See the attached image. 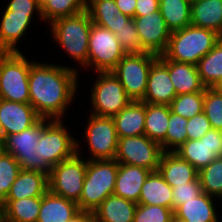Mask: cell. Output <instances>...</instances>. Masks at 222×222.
Returning <instances> with one entry per match:
<instances>
[{
  "mask_svg": "<svg viewBox=\"0 0 222 222\" xmlns=\"http://www.w3.org/2000/svg\"><path fill=\"white\" fill-rule=\"evenodd\" d=\"M53 38L81 66L88 64V44L92 21L87 10L51 23Z\"/></svg>",
  "mask_w": 222,
  "mask_h": 222,
  "instance_id": "4",
  "label": "cell"
},
{
  "mask_svg": "<svg viewBox=\"0 0 222 222\" xmlns=\"http://www.w3.org/2000/svg\"><path fill=\"white\" fill-rule=\"evenodd\" d=\"M0 23V52H20L16 43L26 33L33 14H13L5 9Z\"/></svg>",
  "mask_w": 222,
  "mask_h": 222,
  "instance_id": "20",
  "label": "cell"
},
{
  "mask_svg": "<svg viewBox=\"0 0 222 222\" xmlns=\"http://www.w3.org/2000/svg\"><path fill=\"white\" fill-rule=\"evenodd\" d=\"M3 207L6 222H37L41 197L6 199Z\"/></svg>",
  "mask_w": 222,
  "mask_h": 222,
  "instance_id": "32",
  "label": "cell"
},
{
  "mask_svg": "<svg viewBox=\"0 0 222 222\" xmlns=\"http://www.w3.org/2000/svg\"><path fill=\"white\" fill-rule=\"evenodd\" d=\"M221 37L214 30L189 25L171 32L168 47L162 56L166 60L197 65Z\"/></svg>",
  "mask_w": 222,
  "mask_h": 222,
  "instance_id": "2",
  "label": "cell"
},
{
  "mask_svg": "<svg viewBox=\"0 0 222 222\" xmlns=\"http://www.w3.org/2000/svg\"><path fill=\"white\" fill-rule=\"evenodd\" d=\"M3 141H4V131H3L2 123L0 121V147H1L2 143H3Z\"/></svg>",
  "mask_w": 222,
  "mask_h": 222,
  "instance_id": "50",
  "label": "cell"
},
{
  "mask_svg": "<svg viewBox=\"0 0 222 222\" xmlns=\"http://www.w3.org/2000/svg\"><path fill=\"white\" fill-rule=\"evenodd\" d=\"M41 117L30 103H18L0 99V121L4 138L20 133L36 124Z\"/></svg>",
  "mask_w": 222,
  "mask_h": 222,
  "instance_id": "16",
  "label": "cell"
},
{
  "mask_svg": "<svg viewBox=\"0 0 222 222\" xmlns=\"http://www.w3.org/2000/svg\"><path fill=\"white\" fill-rule=\"evenodd\" d=\"M115 35L126 54L146 52L141 45L133 18L126 22L118 32H115Z\"/></svg>",
  "mask_w": 222,
  "mask_h": 222,
  "instance_id": "40",
  "label": "cell"
},
{
  "mask_svg": "<svg viewBox=\"0 0 222 222\" xmlns=\"http://www.w3.org/2000/svg\"><path fill=\"white\" fill-rule=\"evenodd\" d=\"M90 115L84 133L91 155L89 160L115 159L119 138L113 118Z\"/></svg>",
  "mask_w": 222,
  "mask_h": 222,
  "instance_id": "12",
  "label": "cell"
},
{
  "mask_svg": "<svg viewBox=\"0 0 222 222\" xmlns=\"http://www.w3.org/2000/svg\"><path fill=\"white\" fill-rule=\"evenodd\" d=\"M172 193V210L174 211L178 206L185 203V201L193 200L202 193L199 177L186 184L176 185L172 188Z\"/></svg>",
  "mask_w": 222,
  "mask_h": 222,
  "instance_id": "41",
  "label": "cell"
},
{
  "mask_svg": "<svg viewBox=\"0 0 222 222\" xmlns=\"http://www.w3.org/2000/svg\"><path fill=\"white\" fill-rule=\"evenodd\" d=\"M0 222H6L4 207L1 204H0Z\"/></svg>",
  "mask_w": 222,
  "mask_h": 222,
  "instance_id": "49",
  "label": "cell"
},
{
  "mask_svg": "<svg viewBox=\"0 0 222 222\" xmlns=\"http://www.w3.org/2000/svg\"><path fill=\"white\" fill-rule=\"evenodd\" d=\"M174 152L199 171L222 157V131L211 129L201 139L187 140Z\"/></svg>",
  "mask_w": 222,
  "mask_h": 222,
  "instance_id": "14",
  "label": "cell"
},
{
  "mask_svg": "<svg viewBox=\"0 0 222 222\" xmlns=\"http://www.w3.org/2000/svg\"><path fill=\"white\" fill-rule=\"evenodd\" d=\"M203 112L211 123L212 129L222 131V90L205 88Z\"/></svg>",
  "mask_w": 222,
  "mask_h": 222,
  "instance_id": "38",
  "label": "cell"
},
{
  "mask_svg": "<svg viewBox=\"0 0 222 222\" xmlns=\"http://www.w3.org/2000/svg\"><path fill=\"white\" fill-rule=\"evenodd\" d=\"M172 203V187L164 180L158 170L151 171L141 188L138 204L158 205L172 209Z\"/></svg>",
  "mask_w": 222,
  "mask_h": 222,
  "instance_id": "27",
  "label": "cell"
},
{
  "mask_svg": "<svg viewBox=\"0 0 222 222\" xmlns=\"http://www.w3.org/2000/svg\"><path fill=\"white\" fill-rule=\"evenodd\" d=\"M42 20L50 24L60 17L79 14L86 10L87 0H36Z\"/></svg>",
  "mask_w": 222,
  "mask_h": 222,
  "instance_id": "33",
  "label": "cell"
},
{
  "mask_svg": "<svg viewBox=\"0 0 222 222\" xmlns=\"http://www.w3.org/2000/svg\"><path fill=\"white\" fill-rule=\"evenodd\" d=\"M158 171L172 188L198 177V170L174 151L163 152Z\"/></svg>",
  "mask_w": 222,
  "mask_h": 222,
  "instance_id": "21",
  "label": "cell"
},
{
  "mask_svg": "<svg viewBox=\"0 0 222 222\" xmlns=\"http://www.w3.org/2000/svg\"><path fill=\"white\" fill-rule=\"evenodd\" d=\"M80 212L78 204L48 190L41 197L37 222H67Z\"/></svg>",
  "mask_w": 222,
  "mask_h": 222,
  "instance_id": "22",
  "label": "cell"
},
{
  "mask_svg": "<svg viewBox=\"0 0 222 222\" xmlns=\"http://www.w3.org/2000/svg\"><path fill=\"white\" fill-rule=\"evenodd\" d=\"M51 121V119L41 118L30 128L6 136L0 148L19 162L21 170L40 171L49 176L52 167L45 159L40 158L38 141L42 131Z\"/></svg>",
  "mask_w": 222,
  "mask_h": 222,
  "instance_id": "5",
  "label": "cell"
},
{
  "mask_svg": "<svg viewBox=\"0 0 222 222\" xmlns=\"http://www.w3.org/2000/svg\"><path fill=\"white\" fill-rule=\"evenodd\" d=\"M196 66L206 88H216L222 84V37Z\"/></svg>",
  "mask_w": 222,
  "mask_h": 222,
  "instance_id": "30",
  "label": "cell"
},
{
  "mask_svg": "<svg viewBox=\"0 0 222 222\" xmlns=\"http://www.w3.org/2000/svg\"><path fill=\"white\" fill-rule=\"evenodd\" d=\"M151 170L118 163L115 195L138 204L141 188Z\"/></svg>",
  "mask_w": 222,
  "mask_h": 222,
  "instance_id": "19",
  "label": "cell"
},
{
  "mask_svg": "<svg viewBox=\"0 0 222 222\" xmlns=\"http://www.w3.org/2000/svg\"><path fill=\"white\" fill-rule=\"evenodd\" d=\"M39 142L40 158L54 167L76 153V140L62 120H52L42 131Z\"/></svg>",
  "mask_w": 222,
  "mask_h": 222,
  "instance_id": "13",
  "label": "cell"
},
{
  "mask_svg": "<svg viewBox=\"0 0 222 222\" xmlns=\"http://www.w3.org/2000/svg\"><path fill=\"white\" fill-rule=\"evenodd\" d=\"M170 111L168 105L145 103L144 135L160 144L164 152Z\"/></svg>",
  "mask_w": 222,
  "mask_h": 222,
  "instance_id": "29",
  "label": "cell"
},
{
  "mask_svg": "<svg viewBox=\"0 0 222 222\" xmlns=\"http://www.w3.org/2000/svg\"><path fill=\"white\" fill-rule=\"evenodd\" d=\"M187 122V118L170 111L168 129L165 136V152L175 151L187 141Z\"/></svg>",
  "mask_w": 222,
  "mask_h": 222,
  "instance_id": "37",
  "label": "cell"
},
{
  "mask_svg": "<svg viewBox=\"0 0 222 222\" xmlns=\"http://www.w3.org/2000/svg\"><path fill=\"white\" fill-rule=\"evenodd\" d=\"M131 18L123 13L119 12L112 19H91L92 23L97 24L98 26L104 27L107 30H110L112 33L118 32V30L124 26Z\"/></svg>",
  "mask_w": 222,
  "mask_h": 222,
  "instance_id": "45",
  "label": "cell"
},
{
  "mask_svg": "<svg viewBox=\"0 0 222 222\" xmlns=\"http://www.w3.org/2000/svg\"><path fill=\"white\" fill-rule=\"evenodd\" d=\"M77 70L30 61L29 103L41 118L62 120L77 90Z\"/></svg>",
  "mask_w": 222,
  "mask_h": 222,
  "instance_id": "1",
  "label": "cell"
},
{
  "mask_svg": "<svg viewBox=\"0 0 222 222\" xmlns=\"http://www.w3.org/2000/svg\"><path fill=\"white\" fill-rule=\"evenodd\" d=\"M21 171L19 162L0 148V204L3 205Z\"/></svg>",
  "mask_w": 222,
  "mask_h": 222,
  "instance_id": "35",
  "label": "cell"
},
{
  "mask_svg": "<svg viewBox=\"0 0 222 222\" xmlns=\"http://www.w3.org/2000/svg\"><path fill=\"white\" fill-rule=\"evenodd\" d=\"M13 14H33L37 11L39 18L42 20L41 10L37 5L36 0H11L6 7Z\"/></svg>",
  "mask_w": 222,
  "mask_h": 222,
  "instance_id": "44",
  "label": "cell"
},
{
  "mask_svg": "<svg viewBox=\"0 0 222 222\" xmlns=\"http://www.w3.org/2000/svg\"><path fill=\"white\" fill-rule=\"evenodd\" d=\"M202 192L214 198H222V157L198 171Z\"/></svg>",
  "mask_w": 222,
  "mask_h": 222,
  "instance_id": "34",
  "label": "cell"
},
{
  "mask_svg": "<svg viewBox=\"0 0 222 222\" xmlns=\"http://www.w3.org/2000/svg\"><path fill=\"white\" fill-rule=\"evenodd\" d=\"M175 97L176 91L169 77L168 67L157 58L150 67L142 102L169 106Z\"/></svg>",
  "mask_w": 222,
  "mask_h": 222,
  "instance_id": "17",
  "label": "cell"
},
{
  "mask_svg": "<svg viewBox=\"0 0 222 222\" xmlns=\"http://www.w3.org/2000/svg\"><path fill=\"white\" fill-rule=\"evenodd\" d=\"M159 10L171 32L191 25L190 0H159Z\"/></svg>",
  "mask_w": 222,
  "mask_h": 222,
  "instance_id": "31",
  "label": "cell"
},
{
  "mask_svg": "<svg viewBox=\"0 0 222 222\" xmlns=\"http://www.w3.org/2000/svg\"><path fill=\"white\" fill-rule=\"evenodd\" d=\"M191 25L214 30L222 36V0L192 2Z\"/></svg>",
  "mask_w": 222,
  "mask_h": 222,
  "instance_id": "28",
  "label": "cell"
},
{
  "mask_svg": "<svg viewBox=\"0 0 222 222\" xmlns=\"http://www.w3.org/2000/svg\"><path fill=\"white\" fill-rule=\"evenodd\" d=\"M117 171L118 162L115 159H87L86 175L78 203L80 211L92 214L114 193Z\"/></svg>",
  "mask_w": 222,
  "mask_h": 222,
  "instance_id": "3",
  "label": "cell"
},
{
  "mask_svg": "<svg viewBox=\"0 0 222 222\" xmlns=\"http://www.w3.org/2000/svg\"><path fill=\"white\" fill-rule=\"evenodd\" d=\"M158 57L148 52L125 54L112 70L132 101L143 100L150 67Z\"/></svg>",
  "mask_w": 222,
  "mask_h": 222,
  "instance_id": "8",
  "label": "cell"
},
{
  "mask_svg": "<svg viewBox=\"0 0 222 222\" xmlns=\"http://www.w3.org/2000/svg\"><path fill=\"white\" fill-rule=\"evenodd\" d=\"M159 10V0H137L135 16H145Z\"/></svg>",
  "mask_w": 222,
  "mask_h": 222,
  "instance_id": "46",
  "label": "cell"
},
{
  "mask_svg": "<svg viewBox=\"0 0 222 222\" xmlns=\"http://www.w3.org/2000/svg\"><path fill=\"white\" fill-rule=\"evenodd\" d=\"M48 190L47 174L40 171L21 170L6 199L42 197Z\"/></svg>",
  "mask_w": 222,
  "mask_h": 222,
  "instance_id": "26",
  "label": "cell"
},
{
  "mask_svg": "<svg viewBox=\"0 0 222 222\" xmlns=\"http://www.w3.org/2000/svg\"><path fill=\"white\" fill-rule=\"evenodd\" d=\"M67 222H93L92 214L88 212L80 211L74 218Z\"/></svg>",
  "mask_w": 222,
  "mask_h": 222,
  "instance_id": "48",
  "label": "cell"
},
{
  "mask_svg": "<svg viewBox=\"0 0 222 222\" xmlns=\"http://www.w3.org/2000/svg\"><path fill=\"white\" fill-rule=\"evenodd\" d=\"M175 222H219L212 197L202 192L174 210Z\"/></svg>",
  "mask_w": 222,
  "mask_h": 222,
  "instance_id": "23",
  "label": "cell"
},
{
  "mask_svg": "<svg viewBox=\"0 0 222 222\" xmlns=\"http://www.w3.org/2000/svg\"><path fill=\"white\" fill-rule=\"evenodd\" d=\"M91 93L92 115L113 117L132 100L126 94L121 82L110 72H97Z\"/></svg>",
  "mask_w": 222,
  "mask_h": 222,
  "instance_id": "9",
  "label": "cell"
},
{
  "mask_svg": "<svg viewBox=\"0 0 222 222\" xmlns=\"http://www.w3.org/2000/svg\"><path fill=\"white\" fill-rule=\"evenodd\" d=\"M86 10L91 19H112L120 12L115 0H87Z\"/></svg>",
  "mask_w": 222,
  "mask_h": 222,
  "instance_id": "42",
  "label": "cell"
},
{
  "mask_svg": "<svg viewBox=\"0 0 222 222\" xmlns=\"http://www.w3.org/2000/svg\"><path fill=\"white\" fill-rule=\"evenodd\" d=\"M118 138L144 135L145 103L131 101L113 117Z\"/></svg>",
  "mask_w": 222,
  "mask_h": 222,
  "instance_id": "25",
  "label": "cell"
},
{
  "mask_svg": "<svg viewBox=\"0 0 222 222\" xmlns=\"http://www.w3.org/2000/svg\"><path fill=\"white\" fill-rule=\"evenodd\" d=\"M163 152L161 145L146 135L129 136L118 139L115 160L119 164L157 171Z\"/></svg>",
  "mask_w": 222,
  "mask_h": 222,
  "instance_id": "11",
  "label": "cell"
},
{
  "mask_svg": "<svg viewBox=\"0 0 222 222\" xmlns=\"http://www.w3.org/2000/svg\"><path fill=\"white\" fill-rule=\"evenodd\" d=\"M133 20L144 50L157 56L163 55L168 47L171 31L160 10L145 16H135Z\"/></svg>",
  "mask_w": 222,
  "mask_h": 222,
  "instance_id": "15",
  "label": "cell"
},
{
  "mask_svg": "<svg viewBox=\"0 0 222 222\" xmlns=\"http://www.w3.org/2000/svg\"><path fill=\"white\" fill-rule=\"evenodd\" d=\"M126 53L116 35L104 27L92 23L88 44V64L95 72L112 71Z\"/></svg>",
  "mask_w": 222,
  "mask_h": 222,
  "instance_id": "10",
  "label": "cell"
},
{
  "mask_svg": "<svg viewBox=\"0 0 222 222\" xmlns=\"http://www.w3.org/2000/svg\"><path fill=\"white\" fill-rule=\"evenodd\" d=\"M186 127L187 140L201 139L212 129L211 123L204 112L189 118Z\"/></svg>",
  "mask_w": 222,
  "mask_h": 222,
  "instance_id": "43",
  "label": "cell"
},
{
  "mask_svg": "<svg viewBox=\"0 0 222 222\" xmlns=\"http://www.w3.org/2000/svg\"><path fill=\"white\" fill-rule=\"evenodd\" d=\"M29 71L22 52H0V99L29 103Z\"/></svg>",
  "mask_w": 222,
  "mask_h": 222,
  "instance_id": "6",
  "label": "cell"
},
{
  "mask_svg": "<svg viewBox=\"0 0 222 222\" xmlns=\"http://www.w3.org/2000/svg\"><path fill=\"white\" fill-rule=\"evenodd\" d=\"M204 92L176 95L169 107L173 113L184 118H192L203 112Z\"/></svg>",
  "mask_w": 222,
  "mask_h": 222,
  "instance_id": "36",
  "label": "cell"
},
{
  "mask_svg": "<svg viewBox=\"0 0 222 222\" xmlns=\"http://www.w3.org/2000/svg\"><path fill=\"white\" fill-rule=\"evenodd\" d=\"M136 1L137 0H115L120 12L130 18L135 17Z\"/></svg>",
  "mask_w": 222,
  "mask_h": 222,
  "instance_id": "47",
  "label": "cell"
},
{
  "mask_svg": "<svg viewBox=\"0 0 222 222\" xmlns=\"http://www.w3.org/2000/svg\"><path fill=\"white\" fill-rule=\"evenodd\" d=\"M137 205L135 202L112 194L92 213V221L133 222Z\"/></svg>",
  "mask_w": 222,
  "mask_h": 222,
  "instance_id": "24",
  "label": "cell"
},
{
  "mask_svg": "<svg viewBox=\"0 0 222 222\" xmlns=\"http://www.w3.org/2000/svg\"><path fill=\"white\" fill-rule=\"evenodd\" d=\"M79 143L76 141V153L52 167L48 176L49 190L68 200L79 203L84 178L87 170V159L80 158Z\"/></svg>",
  "mask_w": 222,
  "mask_h": 222,
  "instance_id": "7",
  "label": "cell"
},
{
  "mask_svg": "<svg viewBox=\"0 0 222 222\" xmlns=\"http://www.w3.org/2000/svg\"><path fill=\"white\" fill-rule=\"evenodd\" d=\"M158 58L168 67L176 95L205 92L206 87L200 79L196 65L166 60L162 55Z\"/></svg>",
  "mask_w": 222,
  "mask_h": 222,
  "instance_id": "18",
  "label": "cell"
},
{
  "mask_svg": "<svg viewBox=\"0 0 222 222\" xmlns=\"http://www.w3.org/2000/svg\"><path fill=\"white\" fill-rule=\"evenodd\" d=\"M133 222H175L174 211L158 205L138 204Z\"/></svg>",
  "mask_w": 222,
  "mask_h": 222,
  "instance_id": "39",
  "label": "cell"
}]
</instances>
